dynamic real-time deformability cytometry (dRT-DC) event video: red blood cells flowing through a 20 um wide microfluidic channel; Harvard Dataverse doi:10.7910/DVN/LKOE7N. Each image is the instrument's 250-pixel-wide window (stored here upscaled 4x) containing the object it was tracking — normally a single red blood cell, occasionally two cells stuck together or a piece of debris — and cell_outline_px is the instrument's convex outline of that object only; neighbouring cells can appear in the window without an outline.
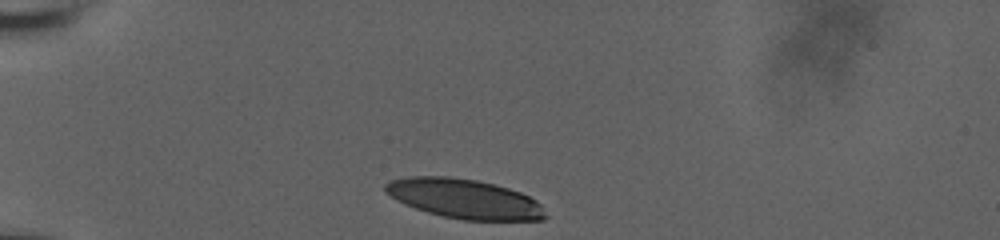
{"species": "human", "species_latin": "Homo sapiens", "temperature_condition": "room temperature", "stored_images_in_passage": 20, "camera_frame_rate_fps": 3000, "um_per_image_px": 0.085, "donor": {"sex": "male"}, "frame": {"image": 1, "passage_image": 1, "time_ms": 0.0, "image_size_px": [1000, 240], "cell_outline_px": [[548, 216], [544, 220], [464, 220], [444, 216], [428, 212], [404, 204], [396, 200], [384, 192], [384, 184], [392, 180], [408, 176], [448, 176], [476, 180], [508, 188], [520, 192], [536, 200], [544, 208]], "centroid_in_image_um": [39.47, 16.89], "position_along_channel_um": 45.5, "area_um2": 36.88}}
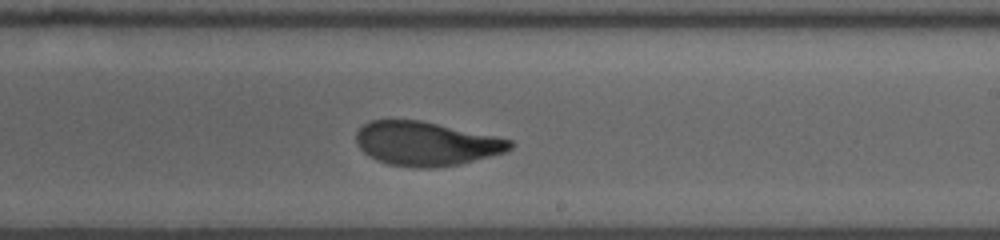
{"frame": {"image": 2, "passage_image": 12, "time_ms": 6.667, "image_size_px": [1000, 240], "cell_outline_px": [[516, 144], [512, 148], [504, 152], [460, 164], [432, 168], [416, 168], [388, 164], [376, 160], [368, 156], [360, 148], [356, 140], [356, 132], [364, 124], [372, 120], [420, 120], [512, 140]], "centroid_in_image_um": [36.2, 12.22], "position_along_channel_um": 252.8, "area_um2": 39.25}}
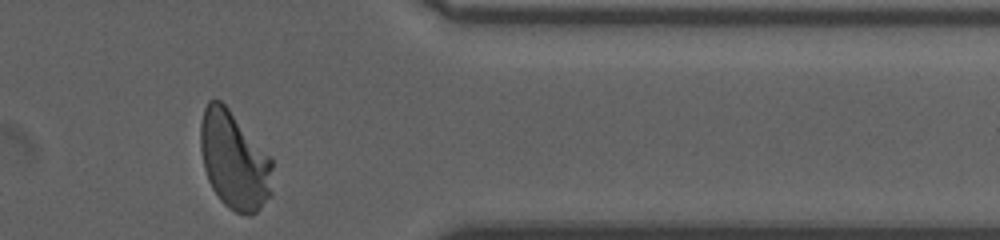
{"frame": {"image": 3, "passage_image": 20, "time_ms": 10.667, "image_size_px": [1000, 240], "cell_outline_px": [[272, 196], [252, 216], [248, 216], [236, 212], [228, 208], [220, 200], [212, 188], [208, 180], [204, 168], [200, 148], [200, 124], [204, 108], [208, 100], [220, 100], [228, 108], [272, 156]], "centroid_in_image_um": [19.93, 13.65], "position_along_channel_um": 391.5, "area_um2": 41.62}, "authors_computed_cell_mechanics": {"area_um2": 40.2577, "velocity_mm_per_s": 3.751, "shape_relaxation_time_tau1_ms": 4.3278, "shape_relaxation_time_tau2_ms": 0.9068, "deformation_change_tau1": 0.1886, "deformation_change_tau2": 0.0644}}